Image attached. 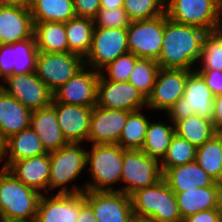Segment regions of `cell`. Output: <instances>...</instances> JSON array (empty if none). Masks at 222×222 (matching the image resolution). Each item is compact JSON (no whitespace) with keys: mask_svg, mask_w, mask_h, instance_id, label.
<instances>
[{"mask_svg":"<svg viewBox=\"0 0 222 222\" xmlns=\"http://www.w3.org/2000/svg\"><path fill=\"white\" fill-rule=\"evenodd\" d=\"M130 222H159V221L151 217H142L134 214Z\"/></svg>","mask_w":222,"mask_h":222,"instance_id":"48","label":"cell"},{"mask_svg":"<svg viewBox=\"0 0 222 222\" xmlns=\"http://www.w3.org/2000/svg\"><path fill=\"white\" fill-rule=\"evenodd\" d=\"M221 11V0H165L168 18L206 32L214 31Z\"/></svg>","mask_w":222,"mask_h":222,"instance_id":"8","label":"cell"},{"mask_svg":"<svg viewBox=\"0 0 222 222\" xmlns=\"http://www.w3.org/2000/svg\"><path fill=\"white\" fill-rule=\"evenodd\" d=\"M196 152V146L174 134L165 155L159 161L162 174L169 168L194 162Z\"/></svg>","mask_w":222,"mask_h":222,"instance_id":"35","label":"cell"},{"mask_svg":"<svg viewBox=\"0 0 222 222\" xmlns=\"http://www.w3.org/2000/svg\"><path fill=\"white\" fill-rule=\"evenodd\" d=\"M38 49L34 37L0 45V82L8 76L36 72Z\"/></svg>","mask_w":222,"mask_h":222,"instance_id":"17","label":"cell"},{"mask_svg":"<svg viewBox=\"0 0 222 222\" xmlns=\"http://www.w3.org/2000/svg\"><path fill=\"white\" fill-rule=\"evenodd\" d=\"M168 122L162 120H151L147 126L146 136L142 151L150 157L160 161L165 155L172 137L175 134L174 124L168 119ZM153 121V122H152Z\"/></svg>","mask_w":222,"mask_h":222,"instance_id":"31","label":"cell"},{"mask_svg":"<svg viewBox=\"0 0 222 222\" xmlns=\"http://www.w3.org/2000/svg\"><path fill=\"white\" fill-rule=\"evenodd\" d=\"M127 28H94L85 66L100 72L119 56L128 53Z\"/></svg>","mask_w":222,"mask_h":222,"instance_id":"10","label":"cell"},{"mask_svg":"<svg viewBox=\"0 0 222 222\" xmlns=\"http://www.w3.org/2000/svg\"><path fill=\"white\" fill-rule=\"evenodd\" d=\"M1 88L31 111L49 106L53 98L36 72L8 76L1 82Z\"/></svg>","mask_w":222,"mask_h":222,"instance_id":"12","label":"cell"},{"mask_svg":"<svg viewBox=\"0 0 222 222\" xmlns=\"http://www.w3.org/2000/svg\"><path fill=\"white\" fill-rule=\"evenodd\" d=\"M46 153L48 152L43 147L39 136L29 126L4 141V163L1 169H7L15 161Z\"/></svg>","mask_w":222,"mask_h":222,"instance_id":"25","label":"cell"},{"mask_svg":"<svg viewBox=\"0 0 222 222\" xmlns=\"http://www.w3.org/2000/svg\"><path fill=\"white\" fill-rule=\"evenodd\" d=\"M164 14L131 21L127 28L129 52L138 58L158 60L163 45Z\"/></svg>","mask_w":222,"mask_h":222,"instance_id":"11","label":"cell"},{"mask_svg":"<svg viewBox=\"0 0 222 222\" xmlns=\"http://www.w3.org/2000/svg\"><path fill=\"white\" fill-rule=\"evenodd\" d=\"M30 0H0V7L29 6Z\"/></svg>","mask_w":222,"mask_h":222,"instance_id":"47","label":"cell"},{"mask_svg":"<svg viewBox=\"0 0 222 222\" xmlns=\"http://www.w3.org/2000/svg\"><path fill=\"white\" fill-rule=\"evenodd\" d=\"M18 180L42 194H48L50 177L49 152L13 162L7 168Z\"/></svg>","mask_w":222,"mask_h":222,"instance_id":"22","label":"cell"},{"mask_svg":"<svg viewBox=\"0 0 222 222\" xmlns=\"http://www.w3.org/2000/svg\"><path fill=\"white\" fill-rule=\"evenodd\" d=\"M51 105L55 108L58 124L68 143H86L90 132V122L93 107L68 105L56 102L53 98Z\"/></svg>","mask_w":222,"mask_h":222,"instance_id":"20","label":"cell"},{"mask_svg":"<svg viewBox=\"0 0 222 222\" xmlns=\"http://www.w3.org/2000/svg\"><path fill=\"white\" fill-rule=\"evenodd\" d=\"M207 33L199 27L175 22L164 13L163 45L157 60L159 67L194 71Z\"/></svg>","mask_w":222,"mask_h":222,"instance_id":"1","label":"cell"},{"mask_svg":"<svg viewBox=\"0 0 222 222\" xmlns=\"http://www.w3.org/2000/svg\"><path fill=\"white\" fill-rule=\"evenodd\" d=\"M213 113L214 95L204 78L194 70L187 77L183 97L169 109L166 117L174 123L196 114L212 121Z\"/></svg>","mask_w":222,"mask_h":222,"instance_id":"6","label":"cell"},{"mask_svg":"<svg viewBox=\"0 0 222 222\" xmlns=\"http://www.w3.org/2000/svg\"><path fill=\"white\" fill-rule=\"evenodd\" d=\"M205 80L214 96L222 94V71L196 70Z\"/></svg>","mask_w":222,"mask_h":222,"instance_id":"42","label":"cell"},{"mask_svg":"<svg viewBox=\"0 0 222 222\" xmlns=\"http://www.w3.org/2000/svg\"><path fill=\"white\" fill-rule=\"evenodd\" d=\"M94 20L88 17H73L65 23L69 51L85 58L92 45Z\"/></svg>","mask_w":222,"mask_h":222,"instance_id":"30","label":"cell"},{"mask_svg":"<svg viewBox=\"0 0 222 222\" xmlns=\"http://www.w3.org/2000/svg\"><path fill=\"white\" fill-rule=\"evenodd\" d=\"M212 122L215 130H222V94L214 96V113Z\"/></svg>","mask_w":222,"mask_h":222,"instance_id":"44","label":"cell"},{"mask_svg":"<svg viewBox=\"0 0 222 222\" xmlns=\"http://www.w3.org/2000/svg\"><path fill=\"white\" fill-rule=\"evenodd\" d=\"M96 105L107 109L138 111L145 109L146 98L128 81L106 80L99 74Z\"/></svg>","mask_w":222,"mask_h":222,"instance_id":"16","label":"cell"},{"mask_svg":"<svg viewBox=\"0 0 222 222\" xmlns=\"http://www.w3.org/2000/svg\"><path fill=\"white\" fill-rule=\"evenodd\" d=\"M182 222H222V208L197 212L182 219Z\"/></svg>","mask_w":222,"mask_h":222,"instance_id":"43","label":"cell"},{"mask_svg":"<svg viewBox=\"0 0 222 222\" xmlns=\"http://www.w3.org/2000/svg\"><path fill=\"white\" fill-rule=\"evenodd\" d=\"M41 193L0 168V217L11 222H33Z\"/></svg>","mask_w":222,"mask_h":222,"instance_id":"2","label":"cell"},{"mask_svg":"<svg viewBox=\"0 0 222 222\" xmlns=\"http://www.w3.org/2000/svg\"><path fill=\"white\" fill-rule=\"evenodd\" d=\"M30 126L35 130L47 152L68 144L58 124L55 108L49 106L32 111Z\"/></svg>","mask_w":222,"mask_h":222,"instance_id":"26","label":"cell"},{"mask_svg":"<svg viewBox=\"0 0 222 222\" xmlns=\"http://www.w3.org/2000/svg\"><path fill=\"white\" fill-rule=\"evenodd\" d=\"M4 163V141L0 137V164Z\"/></svg>","mask_w":222,"mask_h":222,"instance_id":"50","label":"cell"},{"mask_svg":"<svg viewBox=\"0 0 222 222\" xmlns=\"http://www.w3.org/2000/svg\"><path fill=\"white\" fill-rule=\"evenodd\" d=\"M75 16L94 18L100 10V0H73Z\"/></svg>","mask_w":222,"mask_h":222,"instance_id":"41","label":"cell"},{"mask_svg":"<svg viewBox=\"0 0 222 222\" xmlns=\"http://www.w3.org/2000/svg\"><path fill=\"white\" fill-rule=\"evenodd\" d=\"M214 136L218 139L219 145H220V148H221V151H222V130L215 131Z\"/></svg>","mask_w":222,"mask_h":222,"instance_id":"51","label":"cell"},{"mask_svg":"<svg viewBox=\"0 0 222 222\" xmlns=\"http://www.w3.org/2000/svg\"><path fill=\"white\" fill-rule=\"evenodd\" d=\"M123 167L120 179L125 183L116 191L131 195L137 189L156 184L163 177L159 161L141 149H123Z\"/></svg>","mask_w":222,"mask_h":222,"instance_id":"7","label":"cell"},{"mask_svg":"<svg viewBox=\"0 0 222 222\" xmlns=\"http://www.w3.org/2000/svg\"><path fill=\"white\" fill-rule=\"evenodd\" d=\"M84 66V58L72 52L39 51L36 58V74L52 93Z\"/></svg>","mask_w":222,"mask_h":222,"instance_id":"9","label":"cell"},{"mask_svg":"<svg viewBox=\"0 0 222 222\" xmlns=\"http://www.w3.org/2000/svg\"><path fill=\"white\" fill-rule=\"evenodd\" d=\"M77 222H97L91 206L86 201L80 207Z\"/></svg>","mask_w":222,"mask_h":222,"instance_id":"45","label":"cell"},{"mask_svg":"<svg viewBox=\"0 0 222 222\" xmlns=\"http://www.w3.org/2000/svg\"><path fill=\"white\" fill-rule=\"evenodd\" d=\"M0 222H11V221L0 217Z\"/></svg>","mask_w":222,"mask_h":222,"instance_id":"52","label":"cell"},{"mask_svg":"<svg viewBox=\"0 0 222 222\" xmlns=\"http://www.w3.org/2000/svg\"><path fill=\"white\" fill-rule=\"evenodd\" d=\"M159 64L154 59L140 58L131 72L128 82L147 97L152 92L158 72Z\"/></svg>","mask_w":222,"mask_h":222,"instance_id":"36","label":"cell"},{"mask_svg":"<svg viewBox=\"0 0 222 222\" xmlns=\"http://www.w3.org/2000/svg\"><path fill=\"white\" fill-rule=\"evenodd\" d=\"M130 197L137 216L159 222H182L176 196L163 178L152 186L137 189Z\"/></svg>","mask_w":222,"mask_h":222,"instance_id":"5","label":"cell"},{"mask_svg":"<svg viewBox=\"0 0 222 222\" xmlns=\"http://www.w3.org/2000/svg\"><path fill=\"white\" fill-rule=\"evenodd\" d=\"M124 0H100V9L123 8Z\"/></svg>","mask_w":222,"mask_h":222,"instance_id":"46","label":"cell"},{"mask_svg":"<svg viewBox=\"0 0 222 222\" xmlns=\"http://www.w3.org/2000/svg\"><path fill=\"white\" fill-rule=\"evenodd\" d=\"M99 74L93 68L84 66L52 93L53 99L68 105L96 106Z\"/></svg>","mask_w":222,"mask_h":222,"instance_id":"14","label":"cell"},{"mask_svg":"<svg viewBox=\"0 0 222 222\" xmlns=\"http://www.w3.org/2000/svg\"><path fill=\"white\" fill-rule=\"evenodd\" d=\"M199 63L195 70L222 71V40L214 32H208L203 40Z\"/></svg>","mask_w":222,"mask_h":222,"instance_id":"37","label":"cell"},{"mask_svg":"<svg viewBox=\"0 0 222 222\" xmlns=\"http://www.w3.org/2000/svg\"><path fill=\"white\" fill-rule=\"evenodd\" d=\"M213 32L222 40V11Z\"/></svg>","mask_w":222,"mask_h":222,"instance_id":"49","label":"cell"},{"mask_svg":"<svg viewBox=\"0 0 222 222\" xmlns=\"http://www.w3.org/2000/svg\"><path fill=\"white\" fill-rule=\"evenodd\" d=\"M142 111H133L128 115L118 142L123 149H142L150 122Z\"/></svg>","mask_w":222,"mask_h":222,"instance_id":"33","label":"cell"},{"mask_svg":"<svg viewBox=\"0 0 222 222\" xmlns=\"http://www.w3.org/2000/svg\"><path fill=\"white\" fill-rule=\"evenodd\" d=\"M123 9L131 21L150 19L165 13V0H124Z\"/></svg>","mask_w":222,"mask_h":222,"instance_id":"38","label":"cell"},{"mask_svg":"<svg viewBox=\"0 0 222 222\" xmlns=\"http://www.w3.org/2000/svg\"><path fill=\"white\" fill-rule=\"evenodd\" d=\"M162 178L173 192L209 187L216 182L196 161L169 168L163 173Z\"/></svg>","mask_w":222,"mask_h":222,"instance_id":"27","label":"cell"},{"mask_svg":"<svg viewBox=\"0 0 222 222\" xmlns=\"http://www.w3.org/2000/svg\"><path fill=\"white\" fill-rule=\"evenodd\" d=\"M97 222H130L134 215L131 197L121 191H84Z\"/></svg>","mask_w":222,"mask_h":222,"instance_id":"15","label":"cell"},{"mask_svg":"<svg viewBox=\"0 0 222 222\" xmlns=\"http://www.w3.org/2000/svg\"><path fill=\"white\" fill-rule=\"evenodd\" d=\"M33 35L36 41L38 51L47 53L70 52L66 38L65 23H34Z\"/></svg>","mask_w":222,"mask_h":222,"instance_id":"28","label":"cell"},{"mask_svg":"<svg viewBox=\"0 0 222 222\" xmlns=\"http://www.w3.org/2000/svg\"><path fill=\"white\" fill-rule=\"evenodd\" d=\"M175 134L186 139L196 147L203 145L215 135L213 122L200 116L191 115L188 118L175 121Z\"/></svg>","mask_w":222,"mask_h":222,"instance_id":"32","label":"cell"},{"mask_svg":"<svg viewBox=\"0 0 222 222\" xmlns=\"http://www.w3.org/2000/svg\"><path fill=\"white\" fill-rule=\"evenodd\" d=\"M139 59L140 58L131 52L125 53L105 66L100 71V74L106 80L126 82Z\"/></svg>","mask_w":222,"mask_h":222,"instance_id":"39","label":"cell"},{"mask_svg":"<svg viewBox=\"0 0 222 222\" xmlns=\"http://www.w3.org/2000/svg\"><path fill=\"white\" fill-rule=\"evenodd\" d=\"M186 69L160 68L152 92L146 99V107L152 111L168 112L183 97L188 75Z\"/></svg>","mask_w":222,"mask_h":222,"instance_id":"13","label":"cell"},{"mask_svg":"<svg viewBox=\"0 0 222 222\" xmlns=\"http://www.w3.org/2000/svg\"><path fill=\"white\" fill-rule=\"evenodd\" d=\"M32 111L0 88V137L3 141L30 126Z\"/></svg>","mask_w":222,"mask_h":222,"instance_id":"24","label":"cell"},{"mask_svg":"<svg viewBox=\"0 0 222 222\" xmlns=\"http://www.w3.org/2000/svg\"><path fill=\"white\" fill-rule=\"evenodd\" d=\"M182 219L197 212L222 208L221 183L197 187L185 192H174Z\"/></svg>","mask_w":222,"mask_h":222,"instance_id":"23","label":"cell"},{"mask_svg":"<svg viewBox=\"0 0 222 222\" xmlns=\"http://www.w3.org/2000/svg\"><path fill=\"white\" fill-rule=\"evenodd\" d=\"M87 149L86 170L89 181L83 185L86 190L116 191L113 185L120 182L123 167V148L118 144H90Z\"/></svg>","mask_w":222,"mask_h":222,"instance_id":"4","label":"cell"},{"mask_svg":"<svg viewBox=\"0 0 222 222\" xmlns=\"http://www.w3.org/2000/svg\"><path fill=\"white\" fill-rule=\"evenodd\" d=\"M93 20L94 28H128L131 23L123 8L100 9Z\"/></svg>","mask_w":222,"mask_h":222,"instance_id":"40","label":"cell"},{"mask_svg":"<svg viewBox=\"0 0 222 222\" xmlns=\"http://www.w3.org/2000/svg\"><path fill=\"white\" fill-rule=\"evenodd\" d=\"M195 161L216 182H222V151L215 136L197 147Z\"/></svg>","mask_w":222,"mask_h":222,"instance_id":"34","label":"cell"},{"mask_svg":"<svg viewBox=\"0 0 222 222\" xmlns=\"http://www.w3.org/2000/svg\"><path fill=\"white\" fill-rule=\"evenodd\" d=\"M130 111L94 106L91 115L90 144H118Z\"/></svg>","mask_w":222,"mask_h":222,"instance_id":"19","label":"cell"},{"mask_svg":"<svg viewBox=\"0 0 222 222\" xmlns=\"http://www.w3.org/2000/svg\"><path fill=\"white\" fill-rule=\"evenodd\" d=\"M48 195V196H47ZM85 202L84 192L41 195L36 222H77L80 207Z\"/></svg>","mask_w":222,"mask_h":222,"instance_id":"18","label":"cell"},{"mask_svg":"<svg viewBox=\"0 0 222 222\" xmlns=\"http://www.w3.org/2000/svg\"><path fill=\"white\" fill-rule=\"evenodd\" d=\"M29 8L33 23H66L75 17L73 0H30Z\"/></svg>","mask_w":222,"mask_h":222,"instance_id":"29","label":"cell"},{"mask_svg":"<svg viewBox=\"0 0 222 222\" xmlns=\"http://www.w3.org/2000/svg\"><path fill=\"white\" fill-rule=\"evenodd\" d=\"M29 6L0 7V45L34 37Z\"/></svg>","mask_w":222,"mask_h":222,"instance_id":"21","label":"cell"},{"mask_svg":"<svg viewBox=\"0 0 222 222\" xmlns=\"http://www.w3.org/2000/svg\"><path fill=\"white\" fill-rule=\"evenodd\" d=\"M83 143H68L67 145L49 152L50 177L48 193L76 194L86 190L84 185L72 184L86 169L87 148ZM71 183V186L68 185ZM69 186L71 188H69Z\"/></svg>","mask_w":222,"mask_h":222,"instance_id":"3","label":"cell"}]
</instances>
